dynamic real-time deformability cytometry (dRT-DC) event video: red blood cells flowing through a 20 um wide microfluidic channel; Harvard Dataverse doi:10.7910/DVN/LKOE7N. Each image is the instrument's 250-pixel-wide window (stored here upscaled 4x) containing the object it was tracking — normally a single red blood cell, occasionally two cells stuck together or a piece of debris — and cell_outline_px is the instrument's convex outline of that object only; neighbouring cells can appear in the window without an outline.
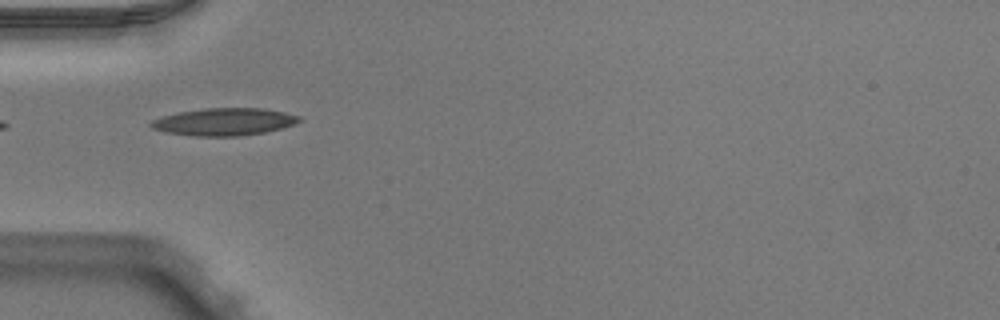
{"species": "Egyptian fruit bat (a non-hibernating species)", "species_latin": "Rousettus aegyptiacus", "temperature_condition": "warm", "stored_images_in_passage": 36, "camera_frame_rate_fps": 3000, "um_per_image_px": 0.085, "animal": {"sex": "male"}, "frame": {"image": 1, "passage_image": 2, "time_ms": 0.333, "image_size_px": [1000, 320], "cell_outline_px": [[304, 120], [280, 128], [264, 132], [236, 136], [196, 136], [168, 132], [152, 128], [148, 124], [152, 120], [160, 116], [180, 112], [204, 108], [264, 108], [284, 112], [300, 116]], "centroid_in_image_um": [19.05, 10.34], "position_along_channel_um": 66.0, "area_um2": 23.52}}
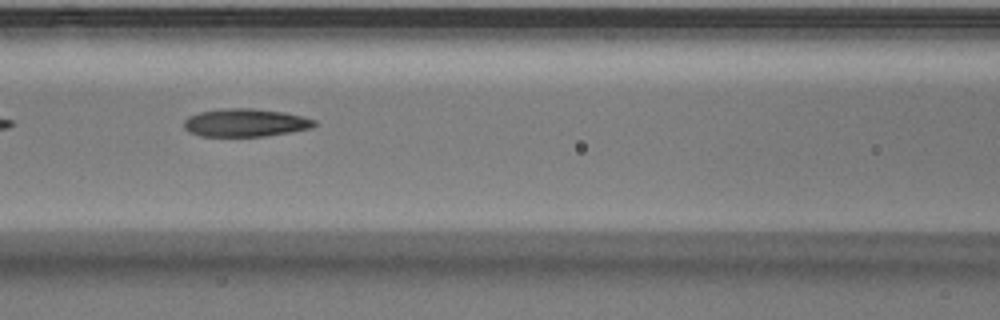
{"frame": {"image": 2, "passage_image": 8, "time_ms": 2.333, "image_size_px": [1000, 320], "cell_outline_px": [[316, 124], [312, 128], [264, 136], [200, 136], [184, 128], [184, 120], [188, 116], [200, 112], [224, 108], [252, 108], [284, 112], [316, 120]], "centroid_in_image_um": [20.85, 10.42], "position_along_channel_um": 145.8, "area_um2": 21.1}}